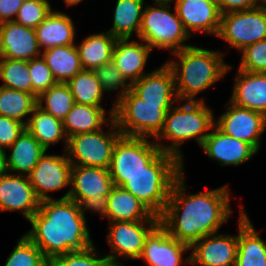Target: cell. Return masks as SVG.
<instances>
[{
	"label": "cell",
	"mask_w": 266,
	"mask_h": 266,
	"mask_svg": "<svg viewBox=\"0 0 266 266\" xmlns=\"http://www.w3.org/2000/svg\"><path fill=\"white\" fill-rule=\"evenodd\" d=\"M184 174L174 182L160 224L190 247L199 239L218 233L231 216L228 185L206 192L186 194Z\"/></svg>",
	"instance_id": "cell-1"
},
{
	"label": "cell",
	"mask_w": 266,
	"mask_h": 266,
	"mask_svg": "<svg viewBox=\"0 0 266 266\" xmlns=\"http://www.w3.org/2000/svg\"><path fill=\"white\" fill-rule=\"evenodd\" d=\"M86 209L70 198L40 201L25 234L49 260L93 246L87 227Z\"/></svg>",
	"instance_id": "cell-2"
},
{
	"label": "cell",
	"mask_w": 266,
	"mask_h": 266,
	"mask_svg": "<svg viewBox=\"0 0 266 266\" xmlns=\"http://www.w3.org/2000/svg\"><path fill=\"white\" fill-rule=\"evenodd\" d=\"M179 61H167L171 68L179 101H196L200 92L216 84L232 69L219 51L188 46L174 53Z\"/></svg>",
	"instance_id": "cell-3"
},
{
	"label": "cell",
	"mask_w": 266,
	"mask_h": 266,
	"mask_svg": "<svg viewBox=\"0 0 266 266\" xmlns=\"http://www.w3.org/2000/svg\"><path fill=\"white\" fill-rule=\"evenodd\" d=\"M214 126L213 112L205 104L203 98L186 101V103L172 106L168 110L163 128L155 137V142L162 152L172 154L183 162L180 145L194 138L202 146L205 138L209 135L207 131H211ZM162 139L164 142L171 141L170 145L161 144L159 141Z\"/></svg>",
	"instance_id": "cell-4"
},
{
	"label": "cell",
	"mask_w": 266,
	"mask_h": 266,
	"mask_svg": "<svg viewBox=\"0 0 266 266\" xmlns=\"http://www.w3.org/2000/svg\"><path fill=\"white\" fill-rule=\"evenodd\" d=\"M183 167V162L176 156L161 152L143 172L130 176L121 187L160 217L175 180L184 173Z\"/></svg>",
	"instance_id": "cell-5"
},
{
	"label": "cell",
	"mask_w": 266,
	"mask_h": 266,
	"mask_svg": "<svg viewBox=\"0 0 266 266\" xmlns=\"http://www.w3.org/2000/svg\"><path fill=\"white\" fill-rule=\"evenodd\" d=\"M175 104L144 103L131 89L114 104L113 119L128 137H156L163 128L165 115Z\"/></svg>",
	"instance_id": "cell-6"
},
{
	"label": "cell",
	"mask_w": 266,
	"mask_h": 266,
	"mask_svg": "<svg viewBox=\"0 0 266 266\" xmlns=\"http://www.w3.org/2000/svg\"><path fill=\"white\" fill-rule=\"evenodd\" d=\"M171 2H156L158 7H144L138 38L151 49H170L174 53L190 46L184 43L191 36L185 31L175 7V12H171Z\"/></svg>",
	"instance_id": "cell-7"
},
{
	"label": "cell",
	"mask_w": 266,
	"mask_h": 266,
	"mask_svg": "<svg viewBox=\"0 0 266 266\" xmlns=\"http://www.w3.org/2000/svg\"><path fill=\"white\" fill-rule=\"evenodd\" d=\"M109 127L111 131L108 132L100 129L68 138L66 153L72 166L109 169L115 143L122 136L113 118Z\"/></svg>",
	"instance_id": "cell-8"
},
{
	"label": "cell",
	"mask_w": 266,
	"mask_h": 266,
	"mask_svg": "<svg viewBox=\"0 0 266 266\" xmlns=\"http://www.w3.org/2000/svg\"><path fill=\"white\" fill-rule=\"evenodd\" d=\"M161 152L156 142L146 137L121 136L109 166L114 186L121 187L130 176L143 172Z\"/></svg>",
	"instance_id": "cell-9"
},
{
	"label": "cell",
	"mask_w": 266,
	"mask_h": 266,
	"mask_svg": "<svg viewBox=\"0 0 266 266\" xmlns=\"http://www.w3.org/2000/svg\"><path fill=\"white\" fill-rule=\"evenodd\" d=\"M113 187L109 169L72 166L70 190L60 199L70 198L94 213L104 204Z\"/></svg>",
	"instance_id": "cell-10"
},
{
	"label": "cell",
	"mask_w": 266,
	"mask_h": 266,
	"mask_svg": "<svg viewBox=\"0 0 266 266\" xmlns=\"http://www.w3.org/2000/svg\"><path fill=\"white\" fill-rule=\"evenodd\" d=\"M217 37L239 51L266 39V9L259 5L222 14Z\"/></svg>",
	"instance_id": "cell-11"
},
{
	"label": "cell",
	"mask_w": 266,
	"mask_h": 266,
	"mask_svg": "<svg viewBox=\"0 0 266 266\" xmlns=\"http://www.w3.org/2000/svg\"><path fill=\"white\" fill-rule=\"evenodd\" d=\"M160 220L110 222L107 237L112 252L106 255L112 266H123L118 257L139 259L145 239Z\"/></svg>",
	"instance_id": "cell-12"
},
{
	"label": "cell",
	"mask_w": 266,
	"mask_h": 266,
	"mask_svg": "<svg viewBox=\"0 0 266 266\" xmlns=\"http://www.w3.org/2000/svg\"><path fill=\"white\" fill-rule=\"evenodd\" d=\"M215 125L225 134L250 144L257 152L260 149L261 135L266 130V116L233 104L230 100Z\"/></svg>",
	"instance_id": "cell-13"
},
{
	"label": "cell",
	"mask_w": 266,
	"mask_h": 266,
	"mask_svg": "<svg viewBox=\"0 0 266 266\" xmlns=\"http://www.w3.org/2000/svg\"><path fill=\"white\" fill-rule=\"evenodd\" d=\"M65 155H46L40 157L37 165L28 175L29 181L37 198L42 200L52 199L49 192H54L70 186L72 164Z\"/></svg>",
	"instance_id": "cell-14"
},
{
	"label": "cell",
	"mask_w": 266,
	"mask_h": 266,
	"mask_svg": "<svg viewBox=\"0 0 266 266\" xmlns=\"http://www.w3.org/2000/svg\"><path fill=\"white\" fill-rule=\"evenodd\" d=\"M187 250L189 245L171 236L159 223L146 237L139 259H144L148 266H181L191 263L190 254L183 259Z\"/></svg>",
	"instance_id": "cell-15"
},
{
	"label": "cell",
	"mask_w": 266,
	"mask_h": 266,
	"mask_svg": "<svg viewBox=\"0 0 266 266\" xmlns=\"http://www.w3.org/2000/svg\"><path fill=\"white\" fill-rule=\"evenodd\" d=\"M190 249V264L200 266H235L238 235L211 234L196 241Z\"/></svg>",
	"instance_id": "cell-16"
},
{
	"label": "cell",
	"mask_w": 266,
	"mask_h": 266,
	"mask_svg": "<svg viewBox=\"0 0 266 266\" xmlns=\"http://www.w3.org/2000/svg\"><path fill=\"white\" fill-rule=\"evenodd\" d=\"M28 176L7 173L0 176V211H19L29 221L39 210Z\"/></svg>",
	"instance_id": "cell-17"
},
{
	"label": "cell",
	"mask_w": 266,
	"mask_h": 266,
	"mask_svg": "<svg viewBox=\"0 0 266 266\" xmlns=\"http://www.w3.org/2000/svg\"><path fill=\"white\" fill-rule=\"evenodd\" d=\"M174 4L189 35L193 31L218 36L222 14L215 0H175Z\"/></svg>",
	"instance_id": "cell-18"
},
{
	"label": "cell",
	"mask_w": 266,
	"mask_h": 266,
	"mask_svg": "<svg viewBox=\"0 0 266 266\" xmlns=\"http://www.w3.org/2000/svg\"><path fill=\"white\" fill-rule=\"evenodd\" d=\"M41 53L35 29L14 21L0 24V58L30 61Z\"/></svg>",
	"instance_id": "cell-19"
},
{
	"label": "cell",
	"mask_w": 266,
	"mask_h": 266,
	"mask_svg": "<svg viewBox=\"0 0 266 266\" xmlns=\"http://www.w3.org/2000/svg\"><path fill=\"white\" fill-rule=\"evenodd\" d=\"M201 148L209 158L218 161L222 166L242 165L257 153L250 144L223 133L216 125Z\"/></svg>",
	"instance_id": "cell-20"
},
{
	"label": "cell",
	"mask_w": 266,
	"mask_h": 266,
	"mask_svg": "<svg viewBox=\"0 0 266 266\" xmlns=\"http://www.w3.org/2000/svg\"><path fill=\"white\" fill-rule=\"evenodd\" d=\"M131 90L144 103L174 104L179 101L173 72L166 63L133 82Z\"/></svg>",
	"instance_id": "cell-21"
},
{
	"label": "cell",
	"mask_w": 266,
	"mask_h": 266,
	"mask_svg": "<svg viewBox=\"0 0 266 266\" xmlns=\"http://www.w3.org/2000/svg\"><path fill=\"white\" fill-rule=\"evenodd\" d=\"M97 212L110 222L160 220L132 193L118 186L112 188Z\"/></svg>",
	"instance_id": "cell-22"
},
{
	"label": "cell",
	"mask_w": 266,
	"mask_h": 266,
	"mask_svg": "<svg viewBox=\"0 0 266 266\" xmlns=\"http://www.w3.org/2000/svg\"><path fill=\"white\" fill-rule=\"evenodd\" d=\"M129 40L130 38H117L112 61L125 79L132 84L147 74L144 73V68L153 50L146 43L142 45L141 42Z\"/></svg>",
	"instance_id": "cell-23"
},
{
	"label": "cell",
	"mask_w": 266,
	"mask_h": 266,
	"mask_svg": "<svg viewBox=\"0 0 266 266\" xmlns=\"http://www.w3.org/2000/svg\"><path fill=\"white\" fill-rule=\"evenodd\" d=\"M237 72L229 100L266 116V73H250L239 69Z\"/></svg>",
	"instance_id": "cell-24"
},
{
	"label": "cell",
	"mask_w": 266,
	"mask_h": 266,
	"mask_svg": "<svg viewBox=\"0 0 266 266\" xmlns=\"http://www.w3.org/2000/svg\"><path fill=\"white\" fill-rule=\"evenodd\" d=\"M235 266H266V243L259 237L244 206H240Z\"/></svg>",
	"instance_id": "cell-25"
},
{
	"label": "cell",
	"mask_w": 266,
	"mask_h": 266,
	"mask_svg": "<svg viewBox=\"0 0 266 266\" xmlns=\"http://www.w3.org/2000/svg\"><path fill=\"white\" fill-rule=\"evenodd\" d=\"M36 36L40 48L46 50L56 46L75 45V26L68 15L54 11L36 28Z\"/></svg>",
	"instance_id": "cell-26"
},
{
	"label": "cell",
	"mask_w": 266,
	"mask_h": 266,
	"mask_svg": "<svg viewBox=\"0 0 266 266\" xmlns=\"http://www.w3.org/2000/svg\"><path fill=\"white\" fill-rule=\"evenodd\" d=\"M6 154L9 173L28 176L37 165L40 157L46 152L44 147L25 129L17 140L8 148Z\"/></svg>",
	"instance_id": "cell-27"
},
{
	"label": "cell",
	"mask_w": 266,
	"mask_h": 266,
	"mask_svg": "<svg viewBox=\"0 0 266 266\" xmlns=\"http://www.w3.org/2000/svg\"><path fill=\"white\" fill-rule=\"evenodd\" d=\"M107 113L103 107L74 103L62 121L67 138L103 129V125L109 126L113 116L106 117Z\"/></svg>",
	"instance_id": "cell-28"
},
{
	"label": "cell",
	"mask_w": 266,
	"mask_h": 266,
	"mask_svg": "<svg viewBox=\"0 0 266 266\" xmlns=\"http://www.w3.org/2000/svg\"><path fill=\"white\" fill-rule=\"evenodd\" d=\"M27 120L26 130L34 136L46 151L50 145L57 144L61 139H65L64 148L66 151L68 138L62 120L44 111L38 104L33 108L31 116H28Z\"/></svg>",
	"instance_id": "cell-29"
},
{
	"label": "cell",
	"mask_w": 266,
	"mask_h": 266,
	"mask_svg": "<svg viewBox=\"0 0 266 266\" xmlns=\"http://www.w3.org/2000/svg\"><path fill=\"white\" fill-rule=\"evenodd\" d=\"M116 40L117 38L107 31L86 37L76 46L82 69L95 70L111 61Z\"/></svg>",
	"instance_id": "cell-30"
},
{
	"label": "cell",
	"mask_w": 266,
	"mask_h": 266,
	"mask_svg": "<svg viewBox=\"0 0 266 266\" xmlns=\"http://www.w3.org/2000/svg\"><path fill=\"white\" fill-rule=\"evenodd\" d=\"M41 56L57 82L66 83L82 70L76 45L51 47Z\"/></svg>",
	"instance_id": "cell-31"
},
{
	"label": "cell",
	"mask_w": 266,
	"mask_h": 266,
	"mask_svg": "<svg viewBox=\"0 0 266 266\" xmlns=\"http://www.w3.org/2000/svg\"><path fill=\"white\" fill-rule=\"evenodd\" d=\"M145 0H117L113 26L107 30L116 38H131L133 32L139 36Z\"/></svg>",
	"instance_id": "cell-32"
},
{
	"label": "cell",
	"mask_w": 266,
	"mask_h": 266,
	"mask_svg": "<svg viewBox=\"0 0 266 266\" xmlns=\"http://www.w3.org/2000/svg\"><path fill=\"white\" fill-rule=\"evenodd\" d=\"M66 84L72 92L75 103L103 107L101 102L104 92L94 70L82 69Z\"/></svg>",
	"instance_id": "cell-33"
},
{
	"label": "cell",
	"mask_w": 266,
	"mask_h": 266,
	"mask_svg": "<svg viewBox=\"0 0 266 266\" xmlns=\"http://www.w3.org/2000/svg\"><path fill=\"white\" fill-rule=\"evenodd\" d=\"M36 105L37 98L33 94L0 86V115L27 125L26 116L31 115Z\"/></svg>",
	"instance_id": "cell-34"
},
{
	"label": "cell",
	"mask_w": 266,
	"mask_h": 266,
	"mask_svg": "<svg viewBox=\"0 0 266 266\" xmlns=\"http://www.w3.org/2000/svg\"><path fill=\"white\" fill-rule=\"evenodd\" d=\"M74 103L72 92L68 85L62 82L50 87L37 98V104L40 108L62 121Z\"/></svg>",
	"instance_id": "cell-35"
},
{
	"label": "cell",
	"mask_w": 266,
	"mask_h": 266,
	"mask_svg": "<svg viewBox=\"0 0 266 266\" xmlns=\"http://www.w3.org/2000/svg\"><path fill=\"white\" fill-rule=\"evenodd\" d=\"M0 79L3 87L33 94L29 61L0 58Z\"/></svg>",
	"instance_id": "cell-36"
},
{
	"label": "cell",
	"mask_w": 266,
	"mask_h": 266,
	"mask_svg": "<svg viewBox=\"0 0 266 266\" xmlns=\"http://www.w3.org/2000/svg\"><path fill=\"white\" fill-rule=\"evenodd\" d=\"M48 259L24 234L10 253L4 266H47Z\"/></svg>",
	"instance_id": "cell-37"
},
{
	"label": "cell",
	"mask_w": 266,
	"mask_h": 266,
	"mask_svg": "<svg viewBox=\"0 0 266 266\" xmlns=\"http://www.w3.org/2000/svg\"><path fill=\"white\" fill-rule=\"evenodd\" d=\"M97 79L99 80L103 92H113L118 90V97L113 103V107L111 108L109 115H114V104L122 99L124 95L131 89V84L125 79V77L121 74L120 70L116 67L114 62L111 60L104 65L96 68L94 70Z\"/></svg>",
	"instance_id": "cell-38"
},
{
	"label": "cell",
	"mask_w": 266,
	"mask_h": 266,
	"mask_svg": "<svg viewBox=\"0 0 266 266\" xmlns=\"http://www.w3.org/2000/svg\"><path fill=\"white\" fill-rule=\"evenodd\" d=\"M95 246L83 251H74L48 260L49 266H112L105 256L100 258Z\"/></svg>",
	"instance_id": "cell-39"
},
{
	"label": "cell",
	"mask_w": 266,
	"mask_h": 266,
	"mask_svg": "<svg viewBox=\"0 0 266 266\" xmlns=\"http://www.w3.org/2000/svg\"><path fill=\"white\" fill-rule=\"evenodd\" d=\"M50 3L42 0H25L14 22L35 29L52 12Z\"/></svg>",
	"instance_id": "cell-40"
},
{
	"label": "cell",
	"mask_w": 266,
	"mask_h": 266,
	"mask_svg": "<svg viewBox=\"0 0 266 266\" xmlns=\"http://www.w3.org/2000/svg\"><path fill=\"white\" fill-rule=\"evenodd\" d=\"M238 69L250 73H266V39L245 47Z\"/></svg>",
	"instance_id": "cell-41"
},
{
	"label": "cell",
	"mask_w": 266,
	"mask_h": 266,
	"mask_svg": "<svg viewBox=\"0 0 266 266\" xmlns=\"http://www.w3.org/2000/svg\"><path fill=\"white\" fill-rule=\"evenodd\" d=\"M29 74L33 86V95L36 98L58 83L42 56L29 61Z\"/></svg>",
	"instance_id": "cell-42"
},
{
	"label": "cell",
	"mask_w": 266,
	"mask_h": 266,
	"mask_svg": "<svg viewBox=\"0 0 266 266\" xmlns=\"http://www.w3.org/2000/svg\"><path fill=\"white\" fill-rule=\"evenodd\" d=\"M25 129L26 125L22 122L0 115V150L6 151Z\"/></svg>",
	"instance_id": "cell-43"
},
{
	"label": "cell",
	"mask_w": 266,
	"mask_h": 266,
	"mask_svg": "<svg viewBox=\"0 0 266 266\" xmlns=\"http://www.w3.org/2000/svg\"><path fill=\"white\" fill-rule=\"evenodd\" d=\"M221 14L258 7L260 0H215Z\"/></svg>",
	"instance_id": "cell-44"
},
{
	"label": "cell",
	"mask_w": 266,
	"mask_h": 266,
	"mask_svg": "<svg viewBox=\"0 0 266 266\" xmlns=\"http://www.w3.org/2000/svg\"><path fill=\"white\" fill-rule=\"evenodd\" d=\"M25 0H0V24L14 21Z\"/></svg>",
	"instance_id": "cell-45"
},
{
	"label": "cell",
	"mask_w": 266,
	"mask_h": 266,
	"mask_svg": "<svg viewBox=\"0 0 266 266\" xmlns=\"http://www.w3.org/2000/svg\"><path fill=\"white\" fill-rule=\"evenodd\" d=\"M6 154L7 153L5 150H0V176H3L9 173L8 167H7Z\"/></svg>",
	"instance_id": "cell-46"
},
{
	"label": "cell",
	"mask_w": 266,
	"mask_h": 266,
	"mask_svg": "<svg viewBox=\"0 0 266 266\" xmlns=\"http://www.w3.org/2000/svg\"><path fill=\"white\" fill-rule=\"evenodd\" d=\"M67 7L79 4L82 0H64Z\"/></svg>",
	"instance_id": "cell-47"
},
{
	"label": "cell",
	"mask_w": 266,
	"mask_h": 266,
	"mask_svg": "<svg viewBox=\"0 0 266 266\" xmlns=\"http://www.w3.org/2000/svg\"><path fill=\"white\" fill-rule=\"evenodd\" d=\"M260 6L266 9V0H260Z\"/></svg>",
	"instance_id": "cell-48"
},
{
	"label": "cell",
	"mask_w": 266,
	"mask_h": 266,
	"mask_svg": "<svg viewBox=\"0 0 266 266\" xmlns=\"http://www.w3.org/2000/svg\"><path fill=\"white\" fill-rule=\"evenodd\" d=\"M153 2H170V1H173V0H152Z\"/></svg>",
	"instance_id": "cell-49"
}]
</instances>
